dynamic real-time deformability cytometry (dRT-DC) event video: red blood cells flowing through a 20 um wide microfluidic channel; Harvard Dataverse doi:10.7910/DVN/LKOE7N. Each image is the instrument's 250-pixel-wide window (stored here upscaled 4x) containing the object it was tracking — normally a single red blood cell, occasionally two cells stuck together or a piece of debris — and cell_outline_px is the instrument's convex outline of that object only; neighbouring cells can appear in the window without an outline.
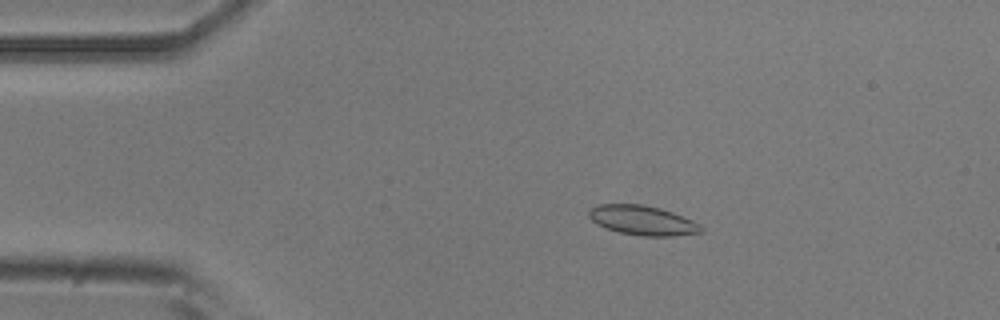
{"species": "common noctule bat (a hibernating species)", "species_latin": "Nyctalus noctula", "temperature_condition": "room temperature", "stored_images_in_passage": 52, "camera_frame_rate_fps": 3000, "um_per_image_px": 0.085, "animal": {"sex": "male", "body_mass_g": 20.5, "forearm_length_mm": 52.5}, "frame": {"image": 1, "passage_image": 10, "time_ms": 3.0, "image_size_px": [1000, 320], "cell_outline_px": [[704, 232], [672, 236], [640, 236], [620, 232], [596, 224], [588, 216], [588, 212], [596, 204], [644, 204], [660, 208], [672, 212], [692, 220], [700, 224], [704, 228]], "centroid_in_image_um": [54.63, 18.73], "position_along_channel_um": 30.4, "area_um2": 19.36}}
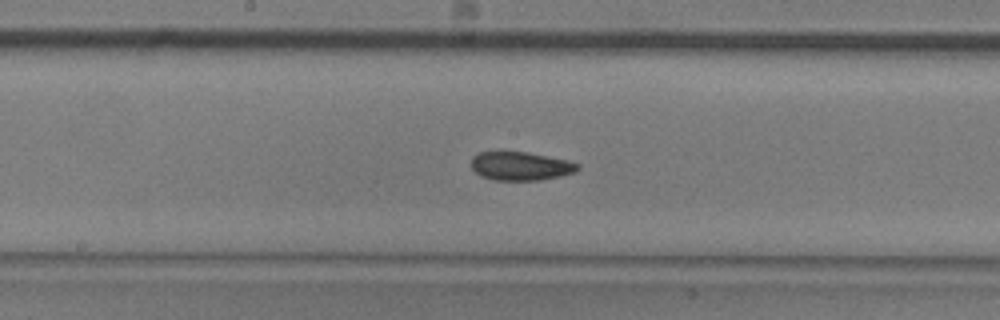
{"frame": {"image": 2, "passage_image": 27, "time_ms": 8.667, "image_size_px": [1000, 320], "cell_outline_px": [[580, 168], [576, 172], [560, 176], [540, 180], [492, 180], [480, 176], [472, 168], [472, 156], [480, 152], [504, 148], [528, 152], [548, 156], [580, 164]], "centroid_in_image_um": [44.2, 14.07], "position_along_channel_um": 204.0, "area_um2": 18.38}}
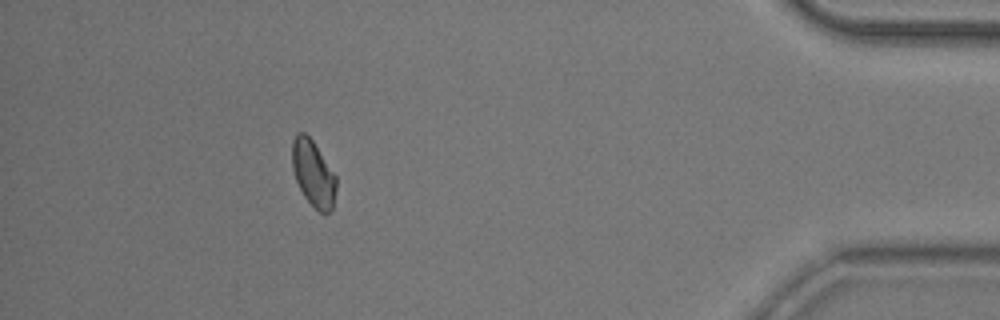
{"frame": {"image": 3, "passage_image": 47, "time_ms": 15.333, "image_size_px": [1000, 320], "cell_outline_px": [[336, 188], [332, 208], [324, 216], [304, 196], [296, 180], [292, 168], [292, 140], [296, 132], [304, 132], [312, 140], [336, 176]], "centroid_in_image_um": [26.61, 14.73], "position_along_channel_um": 408.6, "area_um2": 16.82}, "authors_computed_cell_mechanics": {"area_um2": 17.918, "velocity_mm_per_s": 3.8903, "shape_relaxation_time_tau1_ms": 5.9135, "shape_relaxation_time_tau2_ms": 2.1281, "deformation_change_tau1": 0.1088, "deformation_change_tau2": 0.0709}}